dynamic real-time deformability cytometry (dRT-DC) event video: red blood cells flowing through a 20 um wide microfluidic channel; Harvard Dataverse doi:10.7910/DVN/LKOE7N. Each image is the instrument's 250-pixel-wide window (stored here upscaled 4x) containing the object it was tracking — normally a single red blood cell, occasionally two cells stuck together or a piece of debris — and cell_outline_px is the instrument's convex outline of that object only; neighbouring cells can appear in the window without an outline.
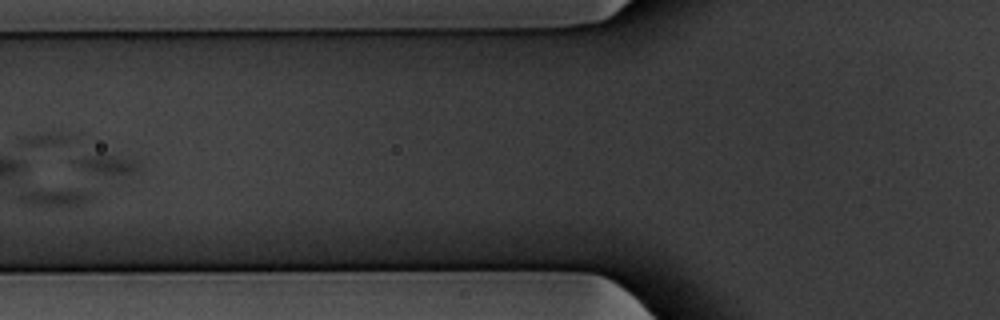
{"species": "common noctule bat (a hibernating species)", "species_latin": "Nyctalus noctula", "temperature_condition": "warm", "stored_images_in_passage": 5, "camera_frame_rate_fps": 3000, "um_per_image_px": 0.085, "animal": {"sex": "male", "body_mass_g": 20.1, "forearm_length_mm": 53.5}, "frame": {"image": 1, "passage_image": 3, "time_ms": 0.667, "image_size_px": [1000, 320], "cell_outline_px": [[536, 192], [532, 196], [484, 200], [456, 200], [416, 196], [408, 184], [436, 176], [472, 168], [504, 172], [528, 180]], "centroid_in_image_um": [40.25, 15.8], "position_along_channel_um": 85.6, "area_um2": 21.21}}